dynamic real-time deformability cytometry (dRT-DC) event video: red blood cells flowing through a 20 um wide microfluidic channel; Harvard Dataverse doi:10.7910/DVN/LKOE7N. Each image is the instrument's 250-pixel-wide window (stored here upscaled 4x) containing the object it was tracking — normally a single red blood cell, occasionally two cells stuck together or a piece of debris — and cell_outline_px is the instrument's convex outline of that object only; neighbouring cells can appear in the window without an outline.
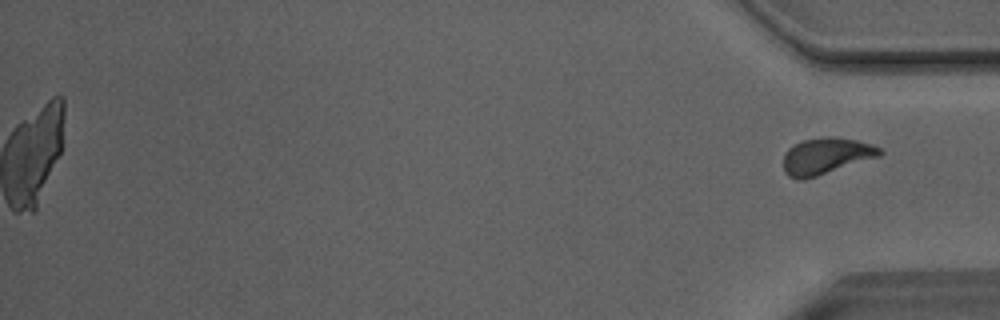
{"species": "Egyptian fruit bat (a non-hibernating species)", "species_latin": "Rousettus aegyptiacus", "temperature_condition": "room temperature", "stored_images_in_passage": 51, "segment_of_instrument_passage": [2, 2], "camera_frame_rate_fps": 3000, "um_per_image_px": 0.085, "animal": {"sex": "male"}, "frame": {"image": 1, "passage_image": 51, "time_ms": 16.667, "image_size_px": [1000, 320], "cell_outline_px": [[884, 152], [880, 156], [804, 180], [796, 180], [788, 176], [784, 172], [784, 156], [788, 148], [792, 144], [804, 140], [824, 136], [836, 136], [856, 140], [872, 144], [880, 148]], "centroid_in_image_um": [70.2, 13.25], "position_along_channel_um": 365.0, "area_um2": 20.63}}